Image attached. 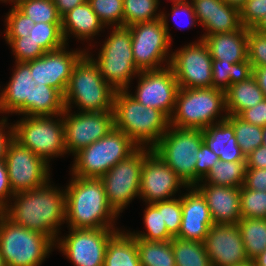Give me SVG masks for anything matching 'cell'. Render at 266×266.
<instances>
[{
  "mask_svg": "<svg viewBox=\"0 0 266 266\" xmlns=\"http://www.w3.org/2000/svg\"><path fill=\"white\" fill-rule=\"evenodd\" d=\"M51 182L50 179L41 187L15 193L6 206V217L56 242L60 226L65 223L66 192L65 187L61 189Z\"/></svg>",
  "mask_w": 266,
  "mask_h": 266,
  "instance_id": "obj_1",
  "label": "cell"
},
{
  "mask_svg": "<svg viewBox=\"0 0 266 266\" xmlns=\"http://www.w3.org/2000/svg\"><path fill=\"white\" fill-rule=\"evenodd\" d=\"M10 80L0 90V114L52 116L65 110L63 95L31 74L26 62H14Z\"/></svg>",
  "mask_w": 266,
  "mask_h": 266,
  "instance_id": "obj_2",
  "label": "cell"
},
{
  "mask_svg": "<svg viewBox=\"0 0 266 266\" xmlns=\"http://www.w3.org/2000/svg\"><path fill=\"white\" fill-rule=\"evenodd\" d=\"M71 176L65 186L67 228H118L115 222L119 215L109 205L102 181Z\"/></svg>",
  "mask_w": 266,
  "mask_h": 266,
  "instance_id": "obj_3",
  "label": "cell"
},
{
  "mask_svg": "<svg viewBox=\"0 0 266 266\" xmlns=\"http://www.w3.org/2000/svg\"><path fill=\"white\" fill-rule=\"evenodd\" d=\"M114 127L139 147L152 148L168 130L169 118L160 110L143 106L127 90L114 95Z\"/></svg>",
  "mask_w": 266,
  "mask_h": 266,
  "instance_id": "obj_4",
  "label": "cell"
},
{
  "mask_svg": "<svg viewBox=\"0 0 266 266\" xmlns=\"http://www.w3.org/2000/svg\"><path fill=\"white\" fill-rule=\"evenodd\" d=\"M115 92L85 53L74 66L63 95L65 109L72 110L74 105L82 112L113 111Z\"/></svg>",
  "mask_w": 266,
  "mask_h": 266,
  "instance_id": "obj_5",
  "label": "cell"
},
{
  "mask_svg": "<svg viewBox=\"0 0 266 266\" xmlns=\"http://www.w3.org/2000/svg\"><path fill=\"white\" fill-rule=\"evenodd\" d=\"M226 118L225 91L212 87L179 88L169 123L177 128L204 130Z\"/></svg>",
  "mask_w": 266,
  "mask_h": 266,
  "instance_id": "obj_6",
  "label": "cell"
},
{
  "mask_svg": "<svg viewBox=\"0 0 266 266\" xmlns=\"http://www.w3.org/2000/svg\"><path fill=\"white\" fill-rule=\"evenodd\" d=\"M110 35L105 37L102 47L95 58L91 51L86 53L99 67L104 80L115 90H129L131 82L140 72L136 66L132 52V38L128 26L108 27Z\"/></svg>",
  "mask_w": 266,
  "mask_h": 266,
  "instance_id": "obj_7",
  "label": "cell"
},
{
  "mask_svg": "<svg viewBox=\"0 0 266 266\" xmlns=\"http://www.w3.org/2000/svg\"><path fill=\"white\" fill-rule=\"evenodd\" d=\"M139 146L115 127L96 142L74 155L70 175L79 178L100 179L118 162L127 158Z\"/></svg>",
  "mask_w": 266,
  "mask_h": 266,
  "instance_id": "obj_8",
  "label": "cell"
},
{
  "mask_svg": "<svg viewBox=\"0 0 266 266\" xmlns=\"http://www.w3.org/2000/svg\"><path fill=\"white\" fill-rule=\"evenodd\" d=\"M169 16L161 10L159 19L128 26L133 58L139 71L160 70L169 66L173 39L169 31Z\"/></svg>",
  "mask_w": 266,
  "mask_h": 266,
  "instance_id": "obj_9",
  "label": "cell"
},
{
  "mask_svg": "<svg viewBox=\"0 0 266 266\" xmlns=\"http://www.w3.org/2000/svg\"><path fill=\"white\" fill-rule=\"evenodd\" d=\"M54 249L55 242L45 234L7 217L0 223V255L6 266H41Z\"/></svg>",
  "mask_w": 266,
  "mask_h": 266,
  "instance_id": "obj_10",
  "label": "cell"
},
{
  "mask_svg": "<svg viewBox=\"0 0 266 266\" xmlns=\"http://www.w3.org/2000/svg\"><path fill=\"white\" fill-rule=\"evenodd\" d=\"M13 123V138L50 164L66 155L63 115L21 116Z\"/></svg>",
  "mask_w": 266,
  "mask_h": 266,
  "instance_id": "obj_11",
  "label": "cell"
},
{
  "mask_svg": "<svg viewBox=\"0 0 266 266\" xmlns=\"http://www.w3.org/2000/svg\"><path fill=\"white\" fill-rule=\"evenodd\" d=\"M203 142V130L169 126L152 147L157 154L187 186H195L197 154Z\"/></svg>",
  "mask_w": 266,
  "mask_h": 266,
  "instance_id": "obj_12",
  "label": "cell"
},
{
  "mask_svg": "<svg viewBox=\"0 0 266 266\" xmlns=\"http://www.w3.org/2000/svg\"><path fill=\"white\" fill-rule=\"evenodd\" d=\"M144 162V147H138L127 158L118 162L100 180L109 205L121 215L125 208L140 197L141 169Z\"/></svg>",
  "mask_w": 266,
  "mask_h": 266,
  "instance_id": "obj_13",
  "label": "cell"
},
{
  "mask_svg": "<svg viewBox=\"0 0 266 266\" xmlns=\"http://www.w3.org/2000/svg\"><path fill=\"white\" fill-rule=\"evenodd\" d=\"M68 230L57 238L55 248L74 266H104L107 244L121 228Z\"/></svg>",
  "mask_w": 266,
  "mask_h": 266,
  "instance_id": "obj_14",
  "label": "cell"
},
{
  "mask_svg": "<svg viewBox=\"0 0 266 266\" xmlns=\"http://www.w3.org/2000/svg\"><path fill=\"white\" fill-rule=\"evenodd\" d=\"M169 67L172 69L179 88L212 87V57L203 40L190 42L171 51Z\"/></svg>",
  "mask_w": 266,
  "mask_h": 266,
  "instance_id": "obj_15",
  "label": "cell"
},
{
  "mask_svg": "<svg viewBox=\"0 0 266 266\" xmlns=\"http://www.w3.org/2000/svg\"><path fill=\"white\" fill-rule=\"evenodd\" d=\"M4 160L14 194L41 187L51 179L50 165L14 138L7 146Z\"/></svg>",
  "mask_w": 266,
  "mask_h": 266,
  "instance_id": "obj_16",
  "label": "cell"
},
{
  "mask_svg": "<svg viewBox=\"0 0 266 266\" xmlns=\"http://www.w3.org/2000/svg\"><path fill=\"white\" fill-rule=\"evenodd\" d=\"M62 115L66 154L72 156L106 136L114 127L113 111L72 112L65 109Z\"/></svg>",
  "mask_w": 266,
  "mask_h": 266,
  "instance_id": "obj_17",
  "label": "cell"
},
{
  "mask_svg": "<svg viewBox=\"0 0 266 266\" xmlns=\"http://www.w3.org/2000/svg\"><path fill=\"white\" fill-rule=\"evenodd\" d=\"M187 187L184 181L152 151V148L144 147L139 197L142 201L155 203L171 200L176 198L177 193L181 195V188Z\"/></svg>",
  "mask_w": 266,
  "mask_h": 266,
  "instance_id": "obj_18",
  "label": "cell"
},
{
  "mask_svg": "<svg viewBox=\"0 0 266 266\" xmlns=\"http://www.w3.org/2000/svg\"><path fill=\"white\" fill-rule=\"evenodd\" d=\"M135 92L127 90L143 106L156 108L168 118L173 113L179 85L172 69L140 71Z\"/></svg>",
  "mask_w": 266,
  "mask_h": 266,
  "instance_id": "obj_19",
  "label": "cell"
},
{
  "mask_svg": "<svg viewBox=\"0 0 266 266\" xmlns=\"http://www.w3.org/2000/svg\"><path fill=\"white\" fill-rule=\"evenodd\" d=\"M69 45L48 51L40 58L26 62L34 75L44 85L57 89L62 95L66 91L72 71L79 59L86 53L87 48L69 51Z\"/></svg>",
  "mask_w": 266,
  "mask_h": 266,
  "instance_id": "obj_20",
  "label": "cell"
},
{
  "mask_svg": "<svg viewBox=\"0 0 266 266\" xmlns=\"http://www.w3.org/2000/svg\"><path fill=\"white\" fill-rule=\"evenodd\" d=\"M203 243L212 266H235L249 260L237 224H213Z\"/></svg>",
  "mask_w": 266,
  "mask_h": 266,
  "instance_id": "obj_21",
  "label": "cell"
},
{
  "mask_svg": "<svg viewBox=\"0 0 266 266\" xmlns=\"http://www.w3.org/2000/svg\"><path fill=\"white\" fill-rule=\"evenodd\" d=\"M181 194L182 219L176 238L203 243L214 224L204 196L195 186H188Z\"/></svg>",
  "mask_w": 266,
  "mask_h": 266,
  "instance_id": "obj_22",
  "label": "cell"
},
{
  "mask_svg": "<svg viewBox=\"0 0 266 266\" xmlns=\"http://www.w3.org/2000/svg\"><path fill=\"white\" fill-rule=\"evenodd\" d=\"M195 187L204 196L214 224H237L241 217L240 188L200 181Z\"/></svg>",
  "mask_w": 266,
  "mask_h": 266,
  "instance_id": "obj_23",
  "label": "cell"
},
{
  "mask_svg": "<svg viewBox=\"0 0 266 266\" xmlns=\"http://www.w3.org/2000/svg\"><path fill=\"white\" fill-rule=\"evenodd\" d=\"M105 28L88 1L76 6L61 18L62 35L67 45L71 36L83 42H93L95 36L101 35L99 33L105 31Z\"/></svg>",
  "mask_w": 266,
  "mask_h": 266,
  "instance_id": "obj_24",
  "label": "cell"
},
{
  "mask_svg": "<svg viewBox=\"0 0 266 266\" xmlns=\"http://www.w3.org/2000/svg\"><path fill=\"white\" fill-rule=\"evenodd\" d=\"M248 29L242 26L234 32L202 36V40L207 45L212 59L235 64L248 59Z\"/></svg>",
  "mask_w": 266,
  "mask_h": 266,
  "instance_id": "obj_25",
  "label": "cell"
},
{
  "mask_svg": "<svg viewBox=\"0 0 266 266\" xmlns=\"http://www.w3.org/2000/svg\"><path fill=\"white\" fill-rule=\"evenodd\" d=\"M203 142L219 156L220 161H246L234 135V127L227 119L205 128Z\"/></svg>",
  "mask_w": 266,
  "mask_h": 266,
  "instance_id": "obj_26",
  "label": "cell"
},
{
  "mask_svg": "<svg viewBox=\"0 0 266 266\" xmlns=\"http://www.w3.org/2000/svg\"><path fill=\"white\" fill-rule=\"evenodd\" d=\"M265 99L256 79L250 76L247 80L230 85L225 91L227 115H240L244 110L254 107Z\"/></svg>",
  "mask_w": 266,
  "mask_h": 266,
  "instance_id": "obj_27",
  "label": "cell"
},
{
  "mask_svg": "<svg viewBox=\"0 0 266 266\" xmlns=\"http://www.w3.org/2000/svg\"><path fill=\"white\" fill-rule=\"evenodd\" d=\"M104 266H140L136 238L127 230H119L108 242Z\"/></svg>",
  "mask_w": 266,
  "mask_h": 266,
  "instance_id": "obj_28",
  "label": "cell"
},
{
  "mask_svg": "<svg viewBox=\"0 0 266 266\" xmlns=\"http://www.w3.org/2000/svg\"><path fill=\"white\" fill-rule=\"evenodd\" d=\"M252 76L249 60L235 64L212 59V88L226 91L230 85L240 83Z\"/></svg>",
  "mask_w": 266,
  "mask_h": 266,
  "instance_id": "obj_29",
  "label": "cell"
},
{
  "mask_svg": "<svg viewBox=\"0 0 266 266\" xmlns=\"http://www.w3.org/2000/svg\"><path fill=\"white\" fill-rule=\"evenodd\" d=\"M143 223L145 225V232L129 231L136 239H144L147 241L168 242L174 237L168 232L162 218V201L155 203H145Z\"/></svg>",
  "mask_w": 266,
  "mask_h": 266,
  "instance_id": "obj_30",
  "label": "cell"
},
{
  "mask_svg": "<svg viewBox=\"0 0 266 266\" xmlns=\"http://www.w3.org/2000/svg\"><path fill=\"white\" fill-rule=\"evenodd\" d=\"M246 161H217L211 168L203 183L241 188L246 175Z\"/></svg>",
  "mask_w": 266,
  "mask_h": 266,
  "instance_id": "obj_31",
  "label": "cell"
},
{
  "mask_svg": "<svg viewBox=\"0 0 266 266\" xmlns=\"http://www.w3.org/2000/svg\"><path fill=\"white\" fill-rule=\"evenodd\" d=\"M237 226L250 260L266 249V219L241 218Z\"/></svg>",
  "mask_w": 266,
  "mask_h": 266,
  "instance_id": "obj_32",
  "label": "cell"
},
{
  "mask_svg": "<svg viewBox=\"0 0 266 266\" xmlns=\"http://www.w3.org/2000/svg\"><path fill=\"white\" fill-rule=\"evenodd\" d=\"M241 27L239 10L225 3L224 0H219L215 4V10L212 17L202 27L205 32L204 34H201L199 40H202V36L234 32Z\"/></svg>",
  "mask_w": 266,
  "mask_h": 266,
  "instance_id": "obj_33",
  "label": "cell"
},
{
  "mask_svg": "<svg viewBox=\"0 0 266 266\" xmlns=\"http://www.w3.org/2000/svg\"><path fill=\"white\" fill-rule=\"evenodd\" d=\"M140 266H176L171 241L155 242L136 239Z\"/></svg>",
  "mask_w": 266,
  "mask_h": 266,
  "instance_id": "obj_34",
  "label": "cell"
},
{
  "mask_svg": "<svg viewBox=\"0 0 266 266\" xmlns=\"http://www.w3.org/2000/svg\"><path fill=\"white\" fill-rule=\"evenodd\" d=\"M171 243L176 266H212L204 243L176 237Z\"/></svg>",
  "mask_w": 266,
  "mask_h": 266,
  "instance_id": "obj_35",
  "label": "cell"
},
{
  "mask_svg": "<svg viewBox=\"0 0 266 266\" xmlns=\"http://www.w3.org/2000/svg\"><path fill=\"white\" fill-rule=\"evenodd\" d=\"M159 6V0H123V26L161 18Z\"/></svg>",
  "mask_w": 266,
  "mask_h": 266,
  "instance_id": "obj_36",
  "label": "cell"
},
{
  "mask_svg": "<svg viewBox=\"0 0 266 266\" xmlns=\"http://www.w3.org/2000/svg\"><path fill=\"white\" fill-rule=\"evenodd\" d=\"M12 5L34 23H61L53 0H15Z\"/></svg>",
  "mask_w": 266,
  "mask_h": 266,
  "instance_id": "obj_37",
  "label": "cell"
},
{
  "mask_svg": "<svg viewBox=\"0 0 266 266\" xmlns=\"http://www.w3.org/2000/svg\"><path fill=\"white\" fill-rule=\"evenodd\" d=\"M226 119L233 125L234 135L245 157L262 145V127L245 122L238 115H227Z\"/></svg>",
  "mask_w": 266,
  "mask_h": 266,
  "instance_id": "obj_38",
  "label": "cell"
},
{
  "mask_svg": "<svg viewBox=\"0 0 266 266\" xmlns=\"http://www.w3.org/2000/svg\"><path fill=\"white\" fill-rule=\"evenodd\" d=\"M29 36L38 43L46 52L62 48L64 41L61 23H35Z\"/></svg>",
  "mask_w": 266,
  "mask_h": 266,
  "instance_id": "obj_39",
  "label": "cell"
},
{
  "mask_svg": "<svg viewBox=\"0 0 266 266\" xmlns=\"http://www.w3.org/2000/svg\"><path fill=\"white\" fill-rule=\"evenodd\" d=\"M240 204L242 218L266 219V191L240 188Z\"/></svg>",
  "mask_w": 266,
  "mask_h": 266,
  "instance_id": "obj_40",
  "label": "cell"
},
{
  "mask_svg": "<svg viewBox=\"0 0 266 266\" xmlns=\"http://www.w3.org/2000/svg\"><path fill=\"white\" fill-rule=\"evenodd\" d=\"M106 28L123 26V0H87Z\"/></svg>",
  "mask_w": 266,
  "mask_h": 266,
  "instance_id": "obj_41",
  "label": "cell"
},
{
  "mask_svg": "<svg viewBox=\"0 0 266 266\" xmlns=\"http://www.w3.org/2000/svg\"><path fill=\"white\" fill-rule=\"evenodd\" d=\"M4 40L11 47L15 62H29L46 53L29 35L25 37H4Z\"/></svg>",
  "mask_w": 266,
  "mask_h": 266,
  "instance_id": "obj_42",
  "label": "cell"
},
{
  "mask_svg": "<svg viewBox=\"0 0 266 266\" xmlns=\"http://www.w3.org/2000/svg\"><path fill=\"white\" fill-rule=\"evenodd\" d=\"M5 15L4 37H25L34 26V21L21 13L14 5Z\"/></svg>",
  "mask_w": 266,
  "mask_h": 266,
  "instance_id": "obj_43",
  "label": "cell"
},
{
  "mask_svg": "<svg viewBox=\"0 0 266 266\" xmlns=\"http://www.w3.org/2000/svg\"><path fill=\"white\" fill-rule=\"evenodd\" d=\"M248 60L252 67H266V35L253 28L248 29Z\"/></svg>",
  "mask_w": 266,
  "mask_h": 266,
  "instance_id": "obj_44",
  "label": "cell"
},
{
  "mask_svg": "<svg viewBox=\"0 0 266 266\" xmlns=\"http://www.w3.org/2000/svg\"><path fill=\"white\" fill-rule=\"evenodd\" d=\"M178 196V198L162 201L163 223L173 237L178 235L182 219L181 195Z\"/></svg>",
  "mask_w": 266,
  "mask_h": 266,
  "instance_id": "obj_45",
  "label": "cell"
},
{
  "mask_svg": "<svg viewBox=\"0 0 266 266\" xmlns=\"http://www.w3.org/2000/svg\"><path fill=\"white\" fill-rule=\"evenodd\" d=\"M239 12L241 25L254 28L266 15V0H246Z\"/></svg>",
  "mask_w": 266,
  "mask_h": 266,
  "instance_id": "obj_46",
  "label": "cell"
},
{
  "mask_svg": "<svg viewBox=\"0 0 266 266\" xmlns=\"http://www.w3.org/2000/svg\"><path fill=\"white\" fill-rule=\"evenodd\" d=\"M217 161H219V156L202 142L197 154V162L195 166V185L206 178L212 166Z\"/></svg>",
  "mask_w": 266,
  "mask_h": 266,
  "instance_id": "obj_47",
  "label": "cell"
},
{
  "mask_svg": "<svg viewBox=\"0 0 266 266\" xmlns=\"http://www.w3.org/2000/svg\"><path fill=\"white\" fill-rule=\"evenodd\" d=\"M172 2V7H171V16L174 19L175 23H179L180 19L179 16L182 14L185 15L188 19V23L186 27H183L184 25H181L180 23L178 24V28H191L194 27L195 25L197 26V18L196 14L194 12V8L192 3L189 0H171ZM181 22V21H180Z\"/></svg>",
  "mask_w": 266,
  "mask_h": 266,
  "instance_id": "obj_48",
  "label": "cell"
},
{
  "mask_svg": "<svg viewBox=\"0 0 266 266\" xmlns=\"http://www.w3.org/2000/svg\"><path fill=\"white\" fill-rule=\"evenodd\" d=\"M239 117L245 122L263 128L266 126V99L259 102L254 107L244 110Z\"/></svg>",
  "mask_w": 266,
  "mask_h": 266,
  "instance_id": "obj_49",
  "label": "cell"
},
{
  "mask_svg": "<svg viewBox=\"0 0 266 266\" xmlns=\"http://www.w3.org/2000/svg\"><path fill=\"white\" fill-rule=\"evenodd\" d=\"M194 8L198 24L202 27L210 20L219 0H189Z\"/></svg>",
  "mask_w": 266,
  "mask_h": 266,
  "instance_id": "obj_50",
  "label": "cell"
},
{
  "mask_svg": "<svg viewBox=\"0 0 266 266\" xmlns=\"http://www.w3.org/2000/svg\"><path fill=\"white\" fill-rule=\"evenodd\" d=\"M244 186L256 191H266V168H247Z\"/></svg>",
  "mask_w": 266,
  "mask_h": 266,
  "instance_id": "obj_51",
  "label": "cell"
},
{
  "mask_svg": "<svg viewBox=\"0 0 266 266\" xmlns=\"http://www.w3.org/2000/svg\"><path fill=\"white\" fill-rule=\"evenodd\" d=\"M12 139L13 123H8L7 116L0 117V160L5 159L7 146Z\"/></svg>",
  "mask_w": 266,
  "mask_h": 266,
  "instance_id": "obj_52",
  "label": "cell"
},
{
  "mask_svg": "<svg viewBox=\"0 0 266 266\" xmlns=\"http://www.w3.org/2000/svg\"><path fill=\"white\" fill-rule=\"evenodd\" d=\"M13 195L5 160H0V201L7 206Z\"/></svg>",
  "mask_w": 266,
  "mask_h": 266,
  "instance_id": "obj_53",
  "label": "cell"
},
{
  "mask_svg": "<svg viewBox=\"0 0 266 266\" xmlns=\"http://www.w3.org/2000/svg\"><path fill=\"white\" fill-rule=\"evenodd\" d=\"M246 166L247 168H266V146L261 145L247 155Z\"/></svg>",
  "mask_w": 266,
  "mask_h": 266,
  "instance_id": "obj_54",
  "label": "cell"
},
{
  "mask_svg": "<svg viewBox=\"0 0 266 266\" xmlns=\"http://www.w3.org/2000/svg\"><path fill=\"white\" fill-rule=\"evenodd\" d=\"M86 1L87 0H53L54 4L56 5L57 12L61 18L70 10Z\"/></svg>",
  "mask_w": 266,
  "mask_h": 266,
  "instance_id": "obj_55",
  "label": "cell"
},
{
  "mask_svg": "<svg viewBox=\"0 0 266 266\" xmlns=\"http://www.w3.org/2000/svg\"><path fill=\"white\" fill-rule=\"evenodd\" d=\"M252 76L256 79L257 84L263 91L266 99V67H252Z\"/></svg>",
  "mask_w": 266,
  "mask_h": 266,
  "instance_id": "obj_56",
  "label": "cell"
},
{
  "mask_svg": "<svg viewBox=\"0 0 266 266\" xmlns=\"http://www.w3.org/2000/svg\"><path fill=\"white\" fill-rule=\"evenodd\" d=\"M256 266H266V249L254 259Z\"/></svg>",
  "mask_w": 266,
  "mask_h": 266,
  "instance_id": "obj_57",
  "label": "cell"
},
{
  "mask_svg": "<svg viewBox=\"0 0 266 266\" xmlns=\"http://www.w3.org/2000/svg\"><path fill=\"white\" fill-rule=\"evenodd\" d=\"M253 29L257 32L266 35V15L259 21V23Z\"/></svg>",
  "mask_w": 266,
  "mask_h": 266,
  "instance_id": "obj_58",
  "label": "cell"
},
{
  "mask_svg": "<svg viewBox=\"0 0 266 266\" xmlns=\"http://www.w3.org/2000/svg\"><path fill=\"white\" fill-rule=\"evenodd\" d=\"M224 2L231 7L237 8L240 11V9L244 6L246 0H224Z\"/></svg>",
  "mask_w": 266,
  "mask_h": 266,
  "instance_id": "obj_59",
  "label": "cell"
},
{
  "mask_svg": "<svg viewBox=\"0 0 266 266\" xmlns=\"http://www.w3.org/2000/svg\"><path fill=\"white\" fill-rule=\"evenodd\" d=\"M6 217V206L0 201V223Z\"/></svg>",
  "mask_w": 266,
  "mask_h": 266,
  "instance_id": "obj_60",
  "label": "cell"
},
{
  "mask_svg": "<svg viewBox=\"0 0 266 266\" xmlns=\"http://www.w3.org/2000/svg\"><path fill=\"white\" fill-rule=\"evenodd\" d=\"M235 266H256V264H255L254 260L249 259L248 261L243 262L239 265H235Z\"/></svg>",
  "mask_w": 266,
  "mask_h": 266,
  "instance_id": "obj_61",
  "label": "cell"
},
{
  "mask_svg": "<svg viewBox=\"0 0 266 266\" xmlns=\"http://www.w3.org/2000/svg\"><path fill=\"white\" fill-rule=\"evenodd\" d=\"M262 145L266 146V126L262 128Z\"/></svg>",
  "mask_w": 266,
  "mask_h": 266,
  "instance_id": "obj_62",
  "label": "cell"
},
{
  "mask_svg": "<svg viewBox=\"0 0 266 266\" xmlns=\"http://www.w3.org/2000/svg\"><path fill=\"white\" fill-rule=\"evenodd\" d=\"M15 0H0V2H2V3H9V4H11V3H13Z\"/></svg>",
  "mask_w": 266,
  "mask_h": 266,
  "instance_id": "obj_63",
  "label": "cell"
},
{
  "mask_svg": "<svg viewBox=\"0 0 266 266\" xmlns=\"http://www.w3.org/2000/svg\"><path fill=\"white\" fill-rule=\"evenodd\" d=\"M0 266H6L1 255H0Z\"/></svg>",
  "mask_w": 266,
  "mask_h": 266,
  "instance_id": "obj_64",
  "label": "cell"
}]
</instances>
